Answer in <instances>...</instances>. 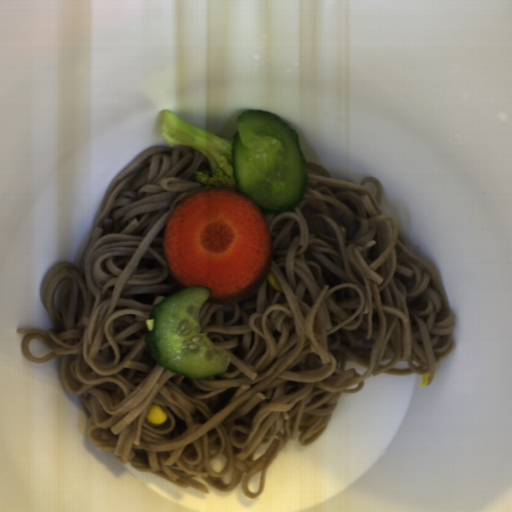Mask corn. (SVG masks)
<instances>
[{"label": "corn", "mask_w": 512, "mask_h": 512, "mask_svg": "<svg viewBox=\"0 0 512 512\" xmlns=\"http://www.w3.org/2000/svg\"><path fill=\"white\" fill-rule=\"evenodd\" d=\"M145 419L151 425L160 426L167 421V414L163 411L159 404L152 402Z\"/></svg>", "instance_id": "1"}, {"label": "corn", "mask_w": 512, "mask_h": 512, "mask_svg": "<svg viewBox=\"0 0 512 512\" xmlns=\"http://www.w3.org/2000/svg\"><path fill=\"white\" fill-rule=\"evenodd\" d=\"M266 278L269 281L270 285L281 293L282 288L279 285V283L277 282V280L275 279V277L272 274L271 270H270V272H269V274H268V276Z\"/></svg>", "instance_id": "2"}, {"label": "corn", "mask_w": 512, "mask_h": 512, "mask_svg": "<svg viewBox=\"0 0 512 512\" xmlns=\"http://www.w3.org/2000/svg\"><path fill=\"white\" fill-rule=\"evenodd\" d=\"M429 375H430V373H427V372L423 373L422 381L419 384H423V385L428 384Z\"/></svg>", "instance_id": "3"}]
</instances>
